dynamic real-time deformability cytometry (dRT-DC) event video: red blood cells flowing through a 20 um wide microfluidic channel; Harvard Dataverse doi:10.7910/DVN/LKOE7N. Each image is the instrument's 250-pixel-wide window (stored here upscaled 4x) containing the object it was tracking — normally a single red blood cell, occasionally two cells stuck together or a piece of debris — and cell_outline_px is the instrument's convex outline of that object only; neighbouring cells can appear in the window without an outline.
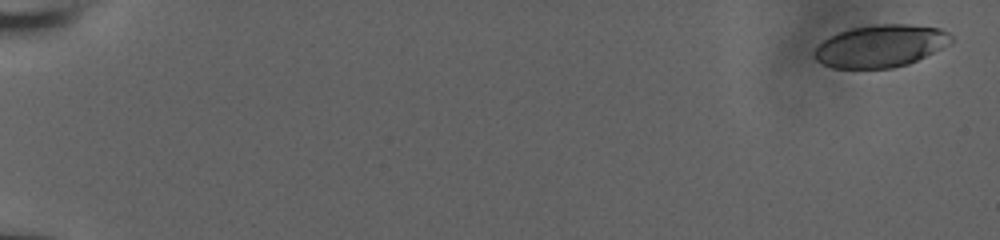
{"species": "human", "species_latin": "Homo sapiens", "temperature_condition": "room temperature", "stored_images_in_passage": 10, "camera_frame_rate_fps": 3000, "um_per_image_px": 0.085, "donor": {"sex": "male"}, "frame": {"image": 1, "passage_image": 1, "time_ms": 0.0, "image_size_px": [1000, 240], "cell_outline_px": [[952, 44], [908, 64], [892, 68], [832, 68], [816, 60], [812, 56], [812, 52], [824, 40], [840, 32], [852, 28], [876, 24], [908, 24], [940, 28], [948, 32], [952, 36]], "centroid_in_image_um": [74.88, 3.91], "position_along_channel_um": 10.1, "area_um2": 33.81}}
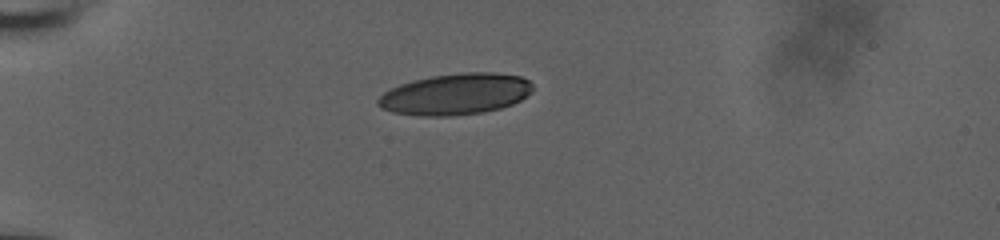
{"frame": {"image": 2, "passage_image": 7, "time_ms": 2.0, "image_size_px": [1000, 240], "cell_outline_px": [[532, 92], [520, 100], [512, 104], [500, 108], [484, 112], [448, 116], [420, 116], [392, 112], [380, 108], [376, 104], [376, 100], [384, 92], [400, 84], [432, 76], [460, 72], [492, 72], [520, 76], [528, 80], [532, 84]], "centroid_in_image_um": [38.71, 8.0], "position_along_channel_um": 46.3, "area_um2": 37.22}}
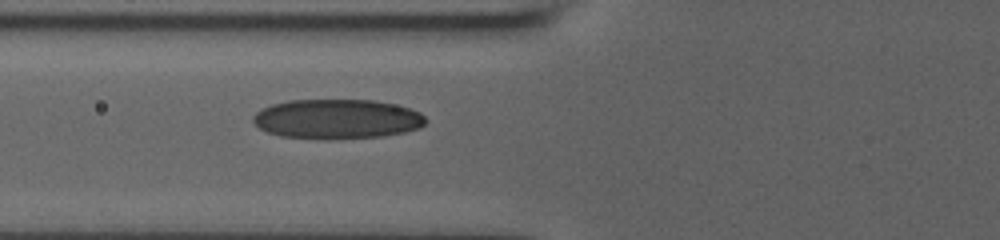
{"frame": {"image": 3, "passage_image": 10, "time_ms": 3.0, "image_size_px": [1000, 240], "cell_outline_px": [[428, 120], [420, 128], [404, 132], [380, 136], [328, 140], [280, 136], [268, 132], [260, 128], [252, 120], [252, 116], [256, 112], [272, 104], [288, 100], [372, 100], [392, 104], [408, 108], [420, 112]], "centroid_in_image_um": [28.64, 10.12], "position_along_channel_um": 97.2, "area_um2": 39.94}}